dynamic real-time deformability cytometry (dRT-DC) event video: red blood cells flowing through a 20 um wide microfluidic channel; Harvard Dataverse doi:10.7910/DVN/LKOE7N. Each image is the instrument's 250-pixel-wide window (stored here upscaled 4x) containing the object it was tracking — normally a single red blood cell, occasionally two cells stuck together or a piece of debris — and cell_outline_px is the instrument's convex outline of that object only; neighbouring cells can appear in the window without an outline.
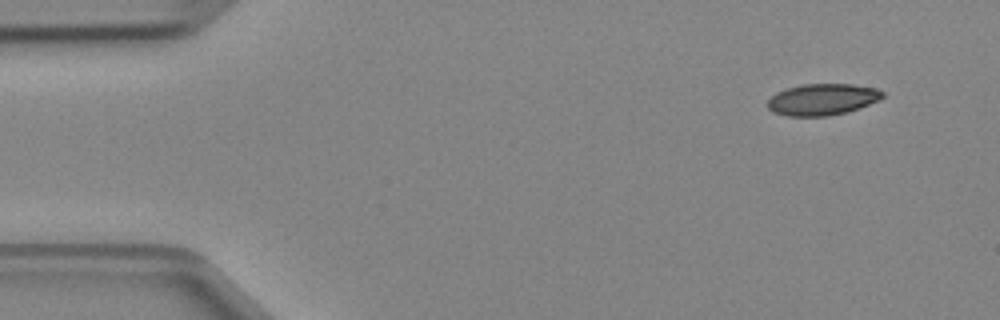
{"species": "Egyptian fruit bat (a non-hibernating species)", "species_latin": "Rousettus aegyptiacus", "temperature_condition": "cold", "stored_images_in_passage": 4, "segment_of_instrument_passage": [1, 2], "camera_frame_rate_fps": 3000, "um_per_image_px": 0.085, "animal": {"sex": "female"}, "frame": {"image": 1, "passage_image": 1, "time_ms": 0.0, "image_size_px": [1000, 320], "cell_outline_px": [[884, 96], [880, 100], [860, 108], [848, 112], [828, 116], [788, 116], [772, 112], [764, 104], [776, 92], [788, 88], [804, 84], [852, 84], [876, 88], [884, 92]], "centroid_in_image_um": [69.9, 8.46], "position_along_channel_um": 15.1, "area_um2": 21.33}}
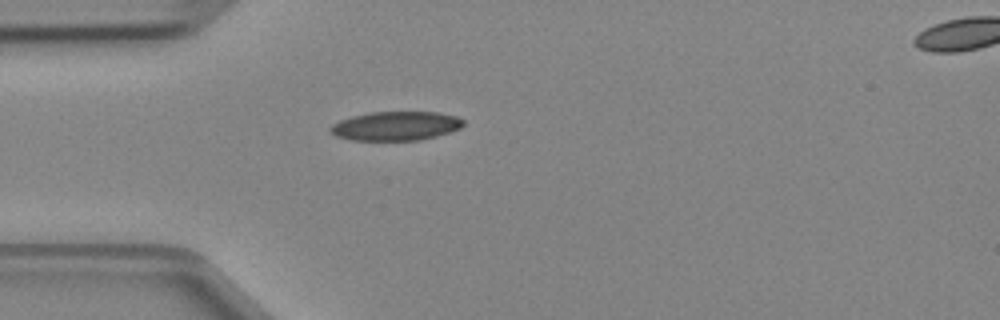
{"frame": {"image": 2, "passage_image": 3, "time_ms": 0.667, "image_size_px": [1000, 320], "cell_outline_px": [[464, 124], [460, 128], [436, 136], [420, 140], [352, 140], [336, 136], [328, 132], [328, 128], [332, 124], [340, 120], [352, 116], [372, 112], [436, 112], [456, 116], [464, 120]], "centroid_in_image_um": [33.61, 10.71], "position_along_channel_um": 51.4, "area_um2": 22.48}}